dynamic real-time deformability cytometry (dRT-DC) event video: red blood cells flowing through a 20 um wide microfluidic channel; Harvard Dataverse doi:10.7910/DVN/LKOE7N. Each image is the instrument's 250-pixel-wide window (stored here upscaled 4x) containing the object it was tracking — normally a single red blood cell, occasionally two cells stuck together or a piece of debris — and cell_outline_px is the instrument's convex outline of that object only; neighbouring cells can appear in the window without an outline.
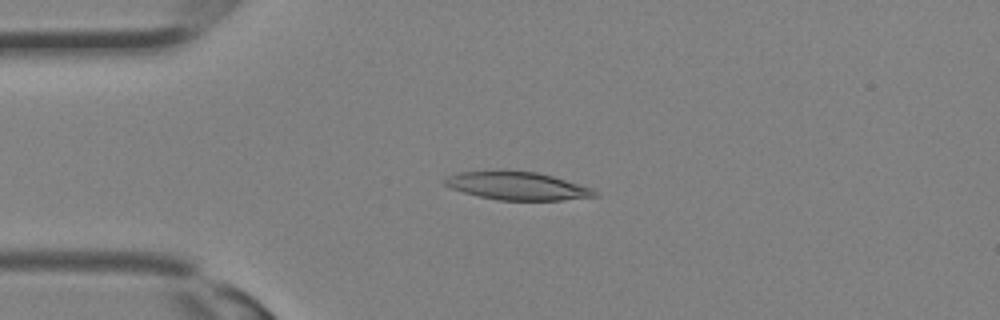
{"species": "Egyptian fruit bat (a non-hibernating species)", "species_latin": "Rousettus aegyptiacus", "temperature_condition": "room temperature", "stored_images_in_passage": 32, "camera_frame_rate_fps": 3000, "um_per_image_px": 0.085, "animal": {"sex": "female"}, "frame": {"image": 1, "passage_image": 8, "time_ms": 2.333, "image_size_px": [1000, 320], "cell_outline_px": [[600, 196], [560, 200], [496, 200], [464, 192], [452, 188], [444, 184], [440, 180], [448, 176], [460, 172], [500, 168], [504, 168], [536, 172], [552, 176], [592, 188]], "centroid_in_image_um": [43.91, 15.76], "position_along_channel_um": 41.1, "area_um2": 25.03}}
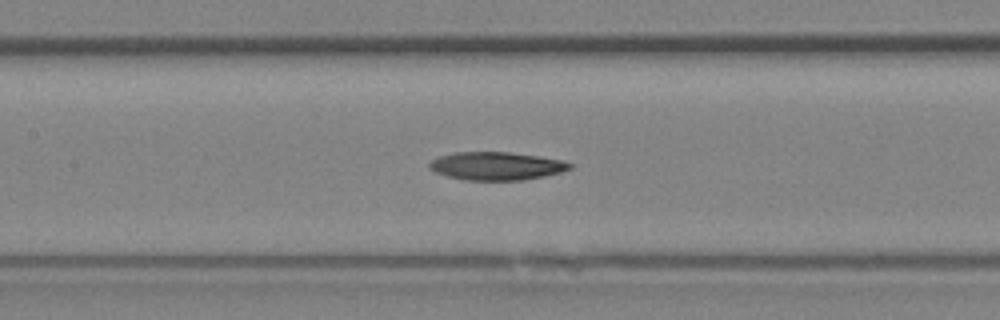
{"frame": {"image": 2, "passage_image": 15, "time_ms": 4.667, "image_size_px": [1000, 320], "cell_outline_px": [[572, 168], [560, 172], [544, 176], [524, 180], [464, 180], [448, 176], [436, 172], [428, 168], [428, 164], [432, 160], [440, 156], [456, 152], [508, 152], [564, 160], [572, 164]], "centroid_in_image_um": [42.2, 14.11], "position_along_channel_um": 165.2, "area_um2": 22.89}}
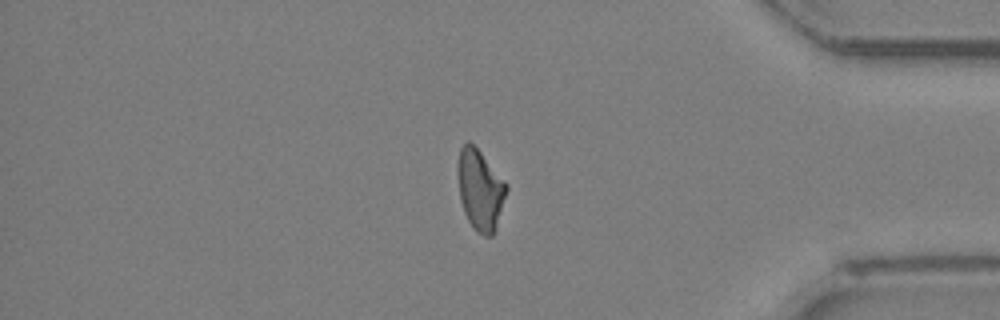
{"frame": {"image": 3, "passage_image": 27, "time_ms": 8.667, "image_size_px": [1000, 320], "cell_outline_px": [[508, 188], [496, 228], [492, 236], [484, 236], [476, 232], [472, 228], [464, 212], [460, 200], [456, 168], [460, 148], [468, 140], [480, 152], [508, 184]], "centroid_in_image_um": [40.8, 16.15], "position_along_channel_um": 394.4, "area_um2": 23.0}}